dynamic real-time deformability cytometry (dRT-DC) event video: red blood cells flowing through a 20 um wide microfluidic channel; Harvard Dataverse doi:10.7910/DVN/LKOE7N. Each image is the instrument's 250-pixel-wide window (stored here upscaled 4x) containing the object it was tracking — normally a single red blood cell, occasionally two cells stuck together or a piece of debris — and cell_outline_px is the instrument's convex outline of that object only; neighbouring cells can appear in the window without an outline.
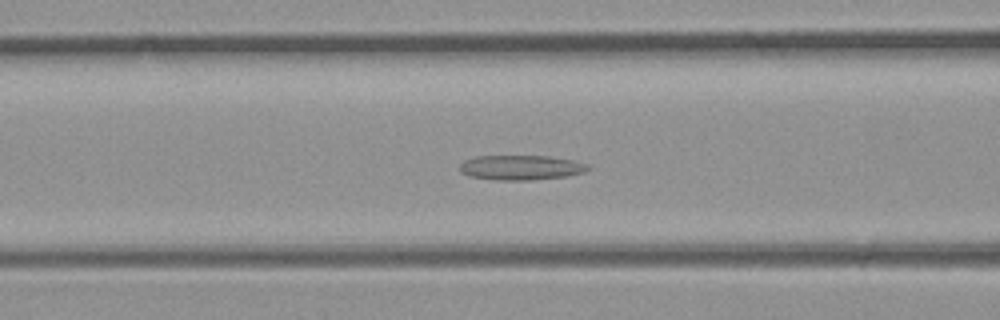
{"species": "common noctule bat (a hibernating species)", "species_latin": "Nyctalus noctula", "temperature_condition": "room temperature", "stored_images_in_passage": 32, "camera_frame_rate_fps": 3000, "um_per_image_px": 0.085, "animal": {"sex": "male", "body_mass_g": 23.1, "forearm_length_mm": 52.7}, "frame": {"image": 1, "passage_image": 14, "time_ms": 4.333, "image_size_px": [1000, 320], "cell_outline_px": [[592, 168], [584, 172], [568, 176], [532, 180], [496, 180], [468, 176], [460, 172], [460, 164], [464, 160], [472, 156], [548, 156], [572, 160], [588, 164]], "centroid_in_image_um": [44.27, 14.24], "position_along_channel_um": 122.3, "area_um2": 18.73}}
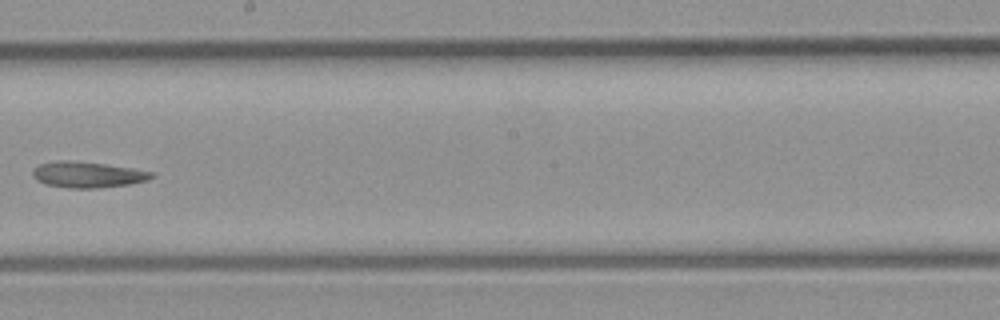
{"frame": {"image": 2, "passage_image": 20, "time_ms": 6.333, "image_size_px": [1000, 320], "cell_outline_px": [[156, 176], [148, 180], [128, 184], [96, 188], [72, 188], [48, 184], [36, 180], [32, 176], [32, 168], [40, 164], [56, 160], [72, 160], [104, 164], [132, 168], [152, 172]], "centroid_in_image_um": [7.42, 14.83], "position_along_channel_um": 240.8, "area_um2": 17.92}}
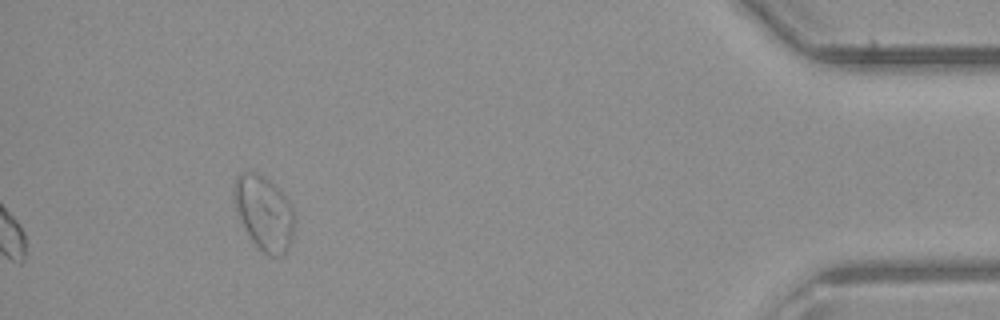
{"frame": {"image": 3, "passage_image": 32, "time_ms": 10.333, "image_size_px": [1000, 320], "cell_outline_px": [[296, 224], [288, 248], [280, 256], [268, 256], [256, 244], [240, 220], [236, 208], [232, 192], [236, 176], [240, 172], [252, 172], [268, 180], [288, 200], [296, 216]], "centroid_in_image_um": [22.46, 18.1], "position_along_channel_um": 412.7, "area_um2": 25.78}}